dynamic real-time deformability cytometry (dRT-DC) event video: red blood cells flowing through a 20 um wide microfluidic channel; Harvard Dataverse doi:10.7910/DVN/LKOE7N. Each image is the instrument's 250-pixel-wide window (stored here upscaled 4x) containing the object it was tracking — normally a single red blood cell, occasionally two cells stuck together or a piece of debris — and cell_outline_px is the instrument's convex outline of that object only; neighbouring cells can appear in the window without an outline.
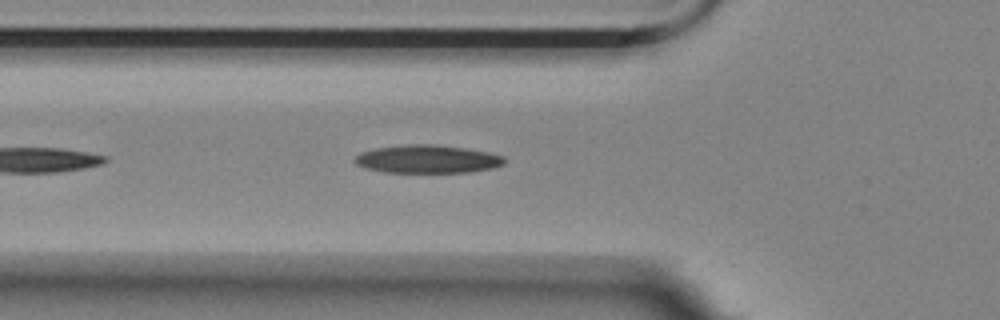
{"species": "Egyptian fruit bat (a non-hibernating species)", "species_latin": "Rousettus aegyptiacus", "temperature_condition": "room temperature", "stored_images_in_passage": 38, "camera_frame_rate_fps": 3000, "um_per_image_px": 0.085, "animal": {"sex": "female"}, "frame": {"image": 1, "passage_image": 6, "time_ms": 1.667, "image_size_px": [1000, 320], "cell_outline_px": [[504, 164], [492, 168], [468, 172], [384, 172], [364, 168], [356, 164], [356, 156], [360, 152], [376, 148], [408, 144], [432, 144], [464, 148], [488, 152], [504, 156]], "centroid_in_image_um": [36.32, 13.52], "position_along_channel_um": 89.5, "area_um2": 24.33}, "authors_computed_cell_mechanics": {"area_um2": 20.3745, "velocity_mm_per_s": 3.5592, "shape_relaxation_time_tau1_ms": 5.6966, "shape_relaxation_time_tau2_ms": null, "deformation_change_tau1": 0.1494, "deformation_change_tau2": null}}